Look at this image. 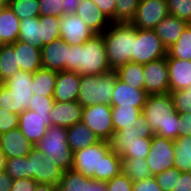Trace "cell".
<instances>
[{
    "instance_id": "11",
    "label": "cell",
    "mask_w": 191,
    "mask_h": 191,
    "mask_svg": "<svg viewBox=\"0 0 191 191\" xmlns=\"http://www.w3.org/2000/svg\"><path fill=\"white\" fill-rule=\"evenodd\" d=\"M168 15L166 0H140L131 24L136 29L154 30Z\"/></svg>"
},
{
    "instance_id": "12",
    "label": "cell",
    "mask_w": 191,
    "mask_h": 191,
    "mask_svg": "<svg viewBox=\"0 0 191 191\" xmlns=\"http://www.w3.org/2000/svg\"><path fill=\"white\" fill-rule=\"evenodd\" d=\"M144 90L148 95L170 93L166 57L144 64Z\"/></svg>"
},
{
    "instance_id": "23",
    "label": "cell",
    "mask_w": 191,
    "mask_h": 191,
    "mask_svg": "<svg viewBox=\"0 0 191 191\" xmlns=\"http://www.w3.org/2000/svg\"><path fill=\"white\" fill-rule=\"evenodd\" d=\"M75 14L83 19L95 34H103L112 23L92 0H80Z\"/></svg>"
},
{
    "instance_id": "39",
    "label": "cell",
    "mask_w": 191,
    "mask_h": 191,
    "mask_svg": "<svg viewBox=\"0 0 191 191\" xmlns=\"http://www.w3.org/2000/svg\"><path fill=\"white\" fill-rule=\"evenodd\" d=\"M42 32V47L60 38V18L56 16H39Z\"/></svg>"
},
{
    "instance_id": "27",
    "label": "cell",
    "mask_w": 191,
    "mask_h": 191,
    "mask_svg": "<svg viewBox=\"0 0 191 191\" xmlns=\"http://www.w3.org/2000/svg\"><path fill=\"white\" fill-rule=\"evenodd\" d=\"M100 139L82 122L67 128V142L74 152L97 143Z\"/></svg>"
},
{
    "instance_id": "14",
    "label": "cell",
    "mask_w": 191,
    "mask_h": 191,
    "mask_svg": "<svg viewBox=\"0 0 191 191\" xmlns=\"http://www.w3.org/2000/svg\"><path fill=\"white\" fill-rule=\"evenodd\" d=\"M51 125L49 113H38L27 109L19 114L18 129L34 145L42 139Z\"/></svg>"
},
{
    "instance_id": "32",
    "label": "cell",
    "mask_w": 191,
    "mask_h": 191,
    "mask_svg": "<svg viewBox=\"0 0 191 191\" xmlns=\"http://www.w3.org/2000/svg\"><path fill=\"white\" fill-rule=\"evenodd\" d=\"M144 65L134 62H127L115 71L118 79L134 88L144 90Z\"/></svg>"
},
{
    "instance_id": "36",
    "label": "cell",
    "mask_w": 191,
    "mask_h": 191,
    "mask_svg": "<svg viewBox=\"0 0 191 191\" xmlns=\"http://www.w3.org/2000/svg\"><path fill=\"white\" fill-rule=\"evenodd\" d=\"M111 112L114 132L123 129L124 126L130 125L134 121H137V117L142 113V111L137 107L122 106H111Z\"/></svg>"
},
{
    "instance_id": "59",
    "label": "cell",
    "mask_w": 191,
    "mask_h": 191,
    "mask_svg": "<svg viewBox=\"0 0 191 191\" xmlns=\"http://www.w3.org/2000/svg\"><path fill=\"white\" fill-rule=\"evenodd\" d=\"M6 7H7V5L0 1V14L2 13V11H3Z\"/></svg>"
},
{
    "instance_id": "49",
    "label": "cell",
    "mask_w": 191,
    "mask_h": 191,
    "mask_svg": "<svg viewBox=\"0 0 191 191\" xmlns=\"http://www.w3.org/2000/svg\"><path fill=\"white\" fill-rule=\"evenodd\" d=\"M0 108L16 113L15 95L3 83H0Z\"/></svg>"
},
{
    "instance_id": "17",
    "label": "cell",
    "mask_w": 191,
    "mask_h": 191,
    "mask_svg": "<svg viewBox=\"0 0 191 191\" xmlns=\"http://www.w3.org/2000/svg\"><path fill=\"white\" fill-rule=\"evenodd\" d=\"M147 96L145 90L134 88L117 78L112 92L111 106L137 107L142 111Z\"/></svg>"
},
{
    "instance_id": "46",
    "label": "cell",
    "mask_w": 191,
    "mask_h": 191,
    "mask_svg": "<svg viewBox=\"0 0 191 191\" xmlns=\"http://www.w3.org/2000/svg\"><path fill=\"white\" fill-rule=\"evenodd\" d=\"M54 105L53 97L33 94L28 109L38 113H50Z\"/></svg>"
},
{
    "instance_id": "5",
    "label": "cell",
    "mask_w": 191,
    "mask_h": 191,
    "mask_svg": "<svg viewBox=\"0 0 191 191\" xmlns=\"http://www.w3.org/2000/svg\"><path fill=\"white\" fill-rule=\"evenodd\" d=\"M117 78L115 71L102 75H80L77 101L83 108L96 104L111 105L112 92Z\"/></svg>"
},
{
    "instance_id": "54",
    "label": "cell",
    "mask_w": 191,
    "mask_h": 191,
    "mask_svg": "<svg viewBox=\"0 0 191 191\" xmlns=\"http://www.w3.org/2000/svg\"><path fill=\"white\" fill-rule=\"evenodd\" d=\"M173 191H191V172H181Z\"/></svg>"
},
{
    "instance_id": "31",
    "label": "cell",
    "mask_w": 191,
    "mask_h": 191,
    "mask_svg": "<svg viewBox=\"0 0 191 191\" xmlns=\"http://www.w3.org/2000/svg\"><path fill=\"white\" fill-rule=\"evenodd\" d=\"M18 40L42 48V32L39 16L20 20Z\"/></svg>"
},
{
    "instance_id": "4",
    "label": "cell",
    "mask_w": 191,
    "mask_h": 191,
    "mask_svg": "<svg viewBox=\"0 0 191 191\" xmlns=\"http://www.w3.org/2000/svg\"><path fill=\"white\" fill-rule=\"evenodd\" d=\"M102 36L111 71L133 62L135 27L131 23L112 22Z\"/></svg>"
},
{
    "instance_id": "47",
    "label": "cell",
    "mask_w": 191,
    "mask_h": 191,
    "mask_svg": "<svg viewBox=\"0 0 191 191\" xmlns=\"http://www.w3.org/2000/svg\"><path fill=\"white\" fill-rule=\"evenodd\" d=\"M107 191H132L133 181L123 172L106 182Z\"/></svg>"
},
{
    "instance_id": "3",
    "label": "cell",
    "mask_w": 191,
    "mask_h": 191,
    "mask_svg": "<svg viewBox=\"0 0 191 191\" xmlns=\"http://www.w3.org/2000/svg\"><path fill=\"white\" fill-rule=\"evenodd\" d=\"M142 114L154 134L174 141L179 137V113L170 93L148 95Z\"/></svg>"
},
{
    "instance_id": "43",
    "label": "cell",
    "mask_w": 191,
    "mask_h": 191,
    "mask_svg": "<svg viewBox=\"0 0 191 191\" xmlns=\"http://www.w3.org/2000/svg\"><path fill=\"white\" fill-rule=\"evenodd\" d=\"M175 111L178 113L191 112V86L187 89L170 92Z\"/></svg>"
},
{
    "instance_id": "34",
    "label": "cell",
    "mask_w": 191,
    "mask_h": 191,
    "mask_svg": "<svg viewBox=\"0 0 191 191\" xmlns=\"http://www.w3.org/2000/svg\"><path fill=\"white\" fill-rule=\"evenodd\" d=\"M19 71L16 53L11 44L0 45V83H3Z\"/></svg>"
},
{
    "instance_id": "24",
    "label": "cell",
    "mask_w": 191,
    "mask_h": 191,
    "mask_svg": "<svg viewBox=\"0 0 191 191\" xmlns=\"http://www.w3.org/2000/svg\"><path fill=\"white\" fill-rule=\"evenodd\" d=\"M154 132L150 128L146 117L141 113L137 117V121H134L130 125L124 126L113 133L110 143H133L138 141V138H152Z\"/></svg>"
},
{
    "instance_id": "60",
    "label": "cell",
    "mask_w": 191,
    "mask_h": 191,
    "mask_svg": "<svg viewBox=\"0 0 191 191\" xmlns=\"http://www.w3.org/2000/svg\"><path fill=\"white\" fill-rule=\"evenodd\" d=\"M0 1L3 2L4 4L8 5L11 0H0Z\"/></svg>"
},
{
    "instance_id": "35",
    "label": "cell",
    "mask_w": 191,
    "mask_h": 191,
    "mask_svg": "<svg viewBox=\"0 0 191 191\" xmlns=\"http://www.w3.org/2000/svg\"><path fill=\"white\" fill-rule=\"evenodd\" d=\"M122 172L132 181L144 180L153 176L146 159L140 158H123Z\"/></svg>"
},
{
    "instance_id": "25",
    "label": "cell",
    "mask_w": 191,
    "mask_h": 191,
    "mask_svg": "<svg viewBox=\"0 0 191 191\" xmlns=\"http://www.w3.org/2000/svg\"><path fill=\"white\" fill-rule=\"evenodd\" d=\"M169 71L170 92L191 86V61L166 58Z\"/></svg>"
},
{
    "instance_id": "1",
    "label": "cell",
    "mask_w": 191,
    "mask_h": 191,
    "mask_svg": "<svg viewBox=\"0 0 191 191\" xmlns=\"http://www.w3.org/2000/svg\"><path fill=\"white\" fill-rule=\"evenodd\" d=\"M71 169L84 177L107 182L122 172V158L111 149L109 141L99 140L73 153Z\"/></svg>"
},
{
    "instance_id": "26",
    "label": "cell",
    "mask_w": 191,
    "mask_h": 191,
    "mask_svg": "<svg viewBox=\"0 0 191 191\" xmlns=\"http://www.w3.org/2000/svg\"><path fill=\"white\" fill-rule=\"evenodd\" d=\"M188 24L179 18L168 15L154 29L164 46L168 49L177 42Z\"/></svg>"
},
{
    "instance_id": "48",
    "label": "cell",
    "mask_w": 191,
    "mask_h": 191,
    "mask_svg": "<svg viewBox=\"0 0 191 191\" xmlns=\"http://www.w3.org/2000/svg\"><path fill=\"white\" fill-rule=\"evenodd\" d=\"M19 126V114L6 111L0 108V135L18 128Z\"/></svg>"
},
{
    "instance_id": "41",
    "label": "cell",
    "mask_w": 191,
    "mask_h": 191,
    "mask_svg": "<svg viewBox=\"0 0 191 191\" xmlns=\"http://www.w3.org/2000/svg\"><path fill=\"white\" fill-rule=\"evenodd\" d=\"M140 0H116L115 22L131 23L136 16Z\"/></svg>"
},
{
    "instance_id": "22",
    "label": "cell",
    "mask_w": 191,
    "mask_h": 191,
    "mask_svg": "<svg viewBox=\"0 0 191 191\" xmlns=\"http://www.w3.org/2000/svg\"><path fill=\"white\" fill-rule=\"evenodd\" d=\"M14 47L19 70L34 73L42 68L41 48L17 40L11 44Z\"/></svg>"
},
{
    "instance_id": "53",
    "label": "cell",
    "mask_w": 191,
    "mask_h": 191,
    "mask_svg": "<svg viewBox=\"0 0 191 191\" xmlns=\"http://www.w3.org/2000/svg\"><path fill=\"white\" fill-rule=\"evenodd\" d=\"M179 136H191V112L179 113Z\"/></svg>"
},
{
    "instance_id": "13",
    "label": "cell",
    "mask_w": 191,
    "mask_h": 191,
    "mask_svg": "<svg viewBox=\"0 0 191 191\" xmlns=\"http://www.w3.org/2000/svg\"><path fill=\"white\" fill-rule=\"evenodd\" d=\"M60 38L69 45H82L95 33L75 13L60 17Z\"/></svg>"
},
{
    "instance_id": "18",
    "label": "cell",
    "mask_w": 191,
    "mask_h": 191,
    "mask_svg": "<svg viewBox=\"0 0 191 191\" xmlns=\"http://www.w3.org/2000/svg\"><path fill=\"white\" fill-rule=\"evenodd\" d=\"M69 47L61 38L44 45L41 48L42 68L56 72L65 70Z\"/></svg>"
},
{
    "instance_id": "29",
    "label": "cell",
    "mask_w": 191,
    "mask_h": 191,
    "mask_svg": "<svg viewBox=\"0 0 191 191\" xmlns=\"http://www.w3.org/2000/svg\"><path fill=\"white\" fill-rule=\"evenodd\" d=\"M20 19L7 6L0 14V45L12 44L18 40Z\"/></svg>"
},
{
    "instance_id": "44",
    "label": "cell",
    "mask_w": 191,
    "mask_h": 191,
    "mask_svg": "<svg viewBox=\"0 0 191 191\" xmlns=\"http://www.w3.org/2000/svg\"><path fill=\"white\" fill-rule=\"evenodd\" d=\"M177 176H181V171L176 167H172L154 177L163 191H173L177 183Z\"/></svg>"
},
{
    "instance_id": "8",
    "label": "cell",
    "mask_w": 191,
    "mask_h": 191,
    "mask_svg": "<svg viewBox=\"0 0 191 191\" xmlns=\"http://www.w3.org/2000/svg\"><path fill=\"white\" fill-rule=\"evenodd\" d=\"M82 123L89 127L100 140L110 141L114 133L111 105L96 104L84 107Z\"/></svg>"
},
{
    "instance_id": "38",
    "label": "cell",
    "mask_w": 191,
    "mask_h": 191,
    "mask_svg": "<svg viewBox=\"0 0 191 191\" xmlns=\"http://www.w3.org/2000/svg\"><path fill=\"white\" fill-rule=\"evenodd\" d=\"M7 6L20 20L40 16L38 0H11Z\"/></svg>"
},
{
    "instance_id": "7",
    "label": "cell",
    "mask_w": 191,
    "mask_h": 191,
    "mask_svg": "<svg viewBox=\"0 0 191 191\" xmlns=\"http://www.w3.org/2000/svg\"><path fill=\"white\" fill-rule=\"evenodd\" d=\"M167 56V48L164 46L155 30H142L135 28V40L133 47V62L148 64Z\"/></svg>"
},
{
    "instance_id": "15",
    "label": "cell",
    "mask_w": 191,
    "mask_h": 191,
    "mask_svg": "<svg viewBox=\"0 0 191 191\" xmlns=\"http://www.w3.org/2000/svg\"><path fill=\"white\" fill-rule=\"evenodd\" d=\"M3 84L13 91L16 99V114H21L29 107V102L33 96L32 73L19 70L15 75L3 82Z\"/></svg>"
},
{
    "instance_id": "30",
    "label": "cell",
    "mask_w": 191,
    "mask_h": 191,
    "mask_svg": "<svg viewBox=\"0 0 191 191\" xmlns=\"http://www.w3.org/2000/svg\"><path fill=\"white\" fill-rule=\"evenodd\" d=\"M57 72L41 68L32 73V91L46 97H53Z\"/></svg>"
},
{
    "instance_id": "55",
    "label": "cell",
    "mask_w": 191,
    "mask_h": 191,
    "mask_svg": "<svg viewBox=\"0 0 191 191\" xmlns=\"http://www.w3.org/2000/svg\"><path fill=\"white\" fill-rule=\"evenodd\" d=\"M13 179L4 171L0 173V191H11Z\"/></svg>"
},
{
    "instance_id": "42",
    "label": "cell",
    "mask_w": 191,
    "mask_h": 191,
    "mask_svg": "<svg viewBox=\"0 0 191 191\" xmlns=\"http://www.w3.org/2000/svg\"><path fill=\"white\" fill-rule=\"evenodd\" d=\"M170 15L185 21H191V0H166Z\"/></svg>"
},
{
    "instance_id": "33",
    "label": "cell",
    "mask_w": 191,
    "mask_h": 191,
    "mask_svg": "<svg viewBox=\"0 0 191 191\" xmlns=\"http://www.w3.org/2000/svg\"><path fill=\"white\" fill-rule=\"evenodd\" d=\"M174 167L181 172H191V136H179L174 141Z\"/></svg>"
},
{
    "instance_id": "52",
    "label": "cell",
    "mask_w": 191,
    "mask_h": 191,
    "mask_svg": "<svg viewBox=\"0 0 191 191\" xmlns=\"http://www.w3.org/2000/svg\"><path fill=\"white\" fill-rule=\"evenodd\" d=\"M37 182L31 178L15 179L11 191H35Z\"/></svg>"
},
{
    "instance_id": "56",
    "label": "cell",
    "mask_w": 191,
    "mask_h": 191,
    "mask_svg": "<svg viewBox=\"0 0 191 191\" xmlns=\"http://www.w3.org/2000/svg\"><path fill=\"white\" fill-rule=\"evenodd\" d=\"M63 2H64V14H72L76 12L80 0H63Z\"/></svg>"
},
{
    "instance_id": "51",
    "label": "cell",
    "mask_w": 191,
    "mask_h": 191,
    "mask_svg": "<svg viewBox=\"0 0 191 191\" xmlns=\"http://www.w3.org/2000/svg\"><path fill=\"white\" fill-rule=\"evenodd\" d=\"M92 1L111 22H115L116 0H92Z\"/></svg>"
},
{
    "instance_id": "20",
    "label": "cell",
    "mask_w": 191,
    "mask_h": 191,
    "mask_svg": "<svg viewBox=\"0 0 191 191\" xmlns=\"http://www.w3.org/2000/svg\"><path fill=\"white\" fill-rule=\"evenodd\" d=\"M83 107L78 101L59 102L54 101L50 118L52 125L69 128L76 123L82 122Z\"/></svg>"
},
{
    "instance_id": "28",
    "label": "cell",
    "mask_w": 191,
    "mask_h": 191,
    "mask_svg": "<svg viewBox=\"0 0 191 191\" xmlns=\"http://www.w3.org/2000/svg\"><path fill=\"white\" fill-rule=\"evenodd\" d=\"M152 138H138L133 143H110L111 149L123 158L145 159L151 148Z\"/></svg>"
},
{
    "instance_id": "40",
    "label": "cell",
    "mask_w": 191,
    "mask_h": 191,
    "mask_svg": "<svg viewBox=\"0 0 191 191\" xmlns=\"http://www.w3.org/2000/svg\"><path fill=\"white\" fill-rule=\"evenodd\" d=\"M5 172L13 180L30 178V161L27 157L7 158Z\"/></svg>"
},
{
    "instance_id": "21",
    "label": "cell",
    "mask_w": 191,
    "mask_h": 191,
    "mask_svg": "<svg viewBox=\"0 0 191 191\" xmlns=\"http://www.w3.org/2000/svg\"><path fill=\"white\" fill-rule=\"evenodd\" d=\"M80 87V75L72 71L57 72L56 85L53 92L54 101H77Z\"/></svg>"
},
{
    "instance_id": "19",
    "label": "cell",
    "mask_w": 191,
    "mask_h": 191,
    "mask_svg": "<svg viewBox=\"0 0 191 191\" xmlns=\"http://www.w3.org/2000/svg\"><path fill=\"white\" fill-rule=\"evenodd\" d=\"M58 191H107L106 181L84 177L73 169L64 171Z\"/></svg>"
},
{
    "instance_id": "57",
    "label": "cell",
    "mask_w": 191,
    "mask_h": 191,
    "mask_svg": "<svg viewBox=\"0 0 191 191\" xmlns=\"http://www.w3.org/2000/svg\"><path fill=\"white\" fill-rule=\"evenodd\" d=\"M35 191H58V186L53 184H39L37 183Z\"/></svg>"
},
{
    "instance_id": "16",
    "label": "cell",
    "mask_w": 191,
    "mask_h": 191,
    "mask_svg": "<svg viewBox=\"0 0 191 191\" xmlns=\"http://www.w3.org/2000/svg\"><path fill=\"white\" fill-rule=\"evenodd\" d=\"M32 144L18 129H12L0 135V150L7 158L27 157L33 151Z\"/></svg>"
},
{
    "instance_id": "9",
    "label": "cell",
    "mask_w": 191,
    "mask_h": 191,
    "mask_svg": "<svg viewBox=\"0 0 191 191\" xmlns=\"http://www.w3.org/2000/svg\"><path fill=\"white\" fill-rule=\"evenodd\" d=\"M145 159L153 176L174 167V140L154 134L149 154Z\"/></svg>"
},
{
    "instance_id": "37",
    "label": "cell",
    "mask_w": 191,
    "mask_h": 191,
    "mask_svg": "<svg viewBox=\"0 0 191 191\" xmlns=\"http://www.w3.org/2000/svg\"><path fill=\"white\" fill-rule=\"evenodd\" d=\"M166 58L191 61V28L189 25L183 30L177 42L167 49Z\"/></svg>"
},
{
    "instance_id": "10",
    "label": "cell",
    "mask_w": 191,
    "mask_h": 191,
    "mask_svg": "<svg viewBox=\"0 0 191 191\" xmlns=\"http://www.w3.org/2000/svg\"><path fill=\"white\" fill-rule=\"evenodd\" d=\"M30 161V178L39 184L58 185L64 171L47 158L41 151L34 148L27 156Z\"/></svg>"
},
{
    "instance_id": "50",
    "label": "cell",
    "mask_w": 191,
    "mask_h": 191,
    "mask_svg": "<svg viewBox=\"0 0 191 191\" xmlns=\"http://www.w3.org/2000/svg\"><path fill=\"white\" fill-rule=\"evenodd\" d=\"M132 191H163L154 176L144 180L133 181Z\"/></svg>"
},
{
    "instance_id": "45",
    "label": "cell",
    "mask_w": 191,
    "mask_h": 191,
    "mask_svg": "<svg viewBox=\"0 0 191 191\" xmlns=\"http://www.w3.org/2000/svg\"><path fill=\"white\" fill-rule=\"evenodd\" d=\"M40 16H56L61 17L64 15V2L63 0H38Z\"/></svg>"
},
{
    "instance_id": "58",
    "label": "cell",
    "mask_w": 191,
    "mask_h": 191,
    "mask_svg": "<svg viewBox=\"0 0 191 191\" xmlns=\"http://www.w3.org/2000/svg\"><path fill=\"white\" fill-rule=\"evenodd\" d=\"M6 157L0 150V173L5 171Z\"/></svg>"
},
{
    "instance_id": "6",
    "label": "cell",
    "mask_w": 191,
    "mask_h": 191,
    "mask_svg": "<svg viewBox=\"0 0 191 191\" xmlns=\"http://www.w3.org/2000/svg\"><path fill=\"white\" fill-rule=\"evenodd\" d=\"M47 158L55 162L63 171L73 165V151L67 142V128L58 125L48 127L46 134L35 145Z\"/></svg>"
},
{
    "instance_id": "2",
    "label": "cell",
    "mask_w": 191,
    "mask_h": 191,
    "mask_svg": "<svg viewBox=\"0 0 191 191\" xmlns=\"http://www.w3.org/2000/svg\"><path fill=\"white\" fill-rule=\"evenodd\" d=\"M65 71L89 76L111 72L102 34H95L82 45H70Z\"/></svg>"
}]
</instances>
